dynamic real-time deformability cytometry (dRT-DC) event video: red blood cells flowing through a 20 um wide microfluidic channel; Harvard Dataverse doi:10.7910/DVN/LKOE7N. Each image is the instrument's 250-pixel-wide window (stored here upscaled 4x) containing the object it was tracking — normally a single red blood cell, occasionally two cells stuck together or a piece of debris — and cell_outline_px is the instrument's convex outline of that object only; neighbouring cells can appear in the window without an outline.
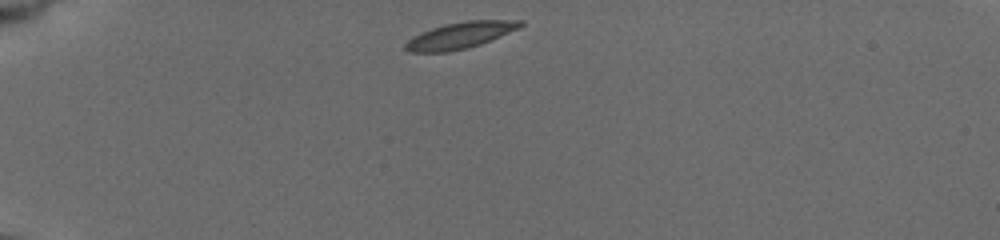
{"species": "common noctule bat (a hibernating species)", "species_latin": "Nyctalus noctula", "temperature_condition": "cold", "stored_images_in_passage": 42, "camera_frame_rate_fps": 3000, "um_per_image_px": 0.085, "animal": {"sex": "female", "body_mass_g": 19.5, "forearm_length_mm": 54.1}, "frame": {"image": 1, "passage_image": 1, "time_ms": 0.0, "image_size_px": [1000, 240], "cell_outline_px": [[524, 24], [520, 28], [480, 44], [468, 48], [448, 52], [408, 52], [404, 48], [404, 44], [412, 36], [432, 28], [444, 24], [468, 20], [524, 20]], "centroid_in_image_um": [39.11, 3.0], "position_along_channel_um": 45.9, "area_um2": 17.74}}
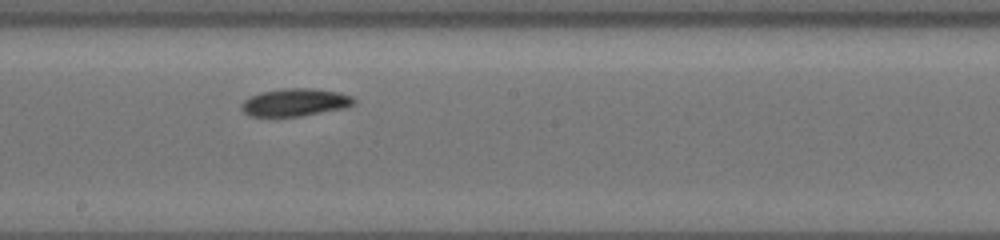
{"frame": {"image": 2, "passage_image": 19, "time_ms": 6.0, "image_size_px": [1000, 240], "cell_outline_px": [[356, 104], [344, 108], [300, 116], [248, 116], [240, 108], [240, 104], [244, 100], [260, 92], [284, 88], [312, 88], [340, 92], [352, 96], [356, 100]], "centroid_in_image_um": [25.09, 8.69], "position_along_channel_um": 223.1, "area_um2": 18.21}}
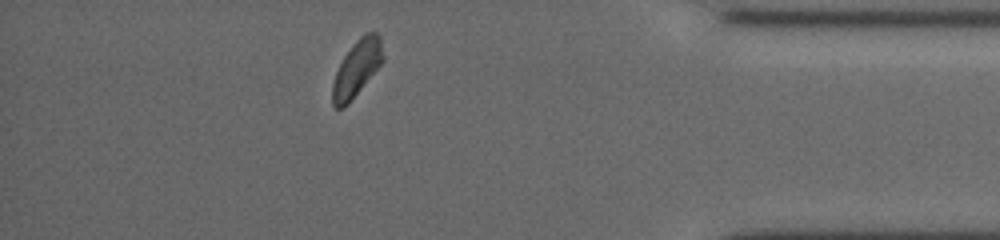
{"frame": {"image": 3, "passage_image": 36, "time_ms": 11.667, "image_size_px": [1000, 240], "cell_outline_px": [[384, 60], [348, 104], [344, 108], [336, 108], [332, 104], [332, 84], [336, 72], [344, 56], [352, 44], [364, 32], [376, 32], [380, 36], [384, 56]], "centroid_in_image_um": [30.33, 5.79], "position_along_channel_um": 404.9, "area_um2": 16.47}, "authors_computed_cell_mechanics": {"area_um2": 17.5134, "velocity_mm_per_s": 3.6893, "shape_relaxation_time_tau1_ms": 2.4677, "shape_relaxation_time_tau2_ms": null, "deformation_change_tau1": 0.0959, "deformation_change_tau2": null}}